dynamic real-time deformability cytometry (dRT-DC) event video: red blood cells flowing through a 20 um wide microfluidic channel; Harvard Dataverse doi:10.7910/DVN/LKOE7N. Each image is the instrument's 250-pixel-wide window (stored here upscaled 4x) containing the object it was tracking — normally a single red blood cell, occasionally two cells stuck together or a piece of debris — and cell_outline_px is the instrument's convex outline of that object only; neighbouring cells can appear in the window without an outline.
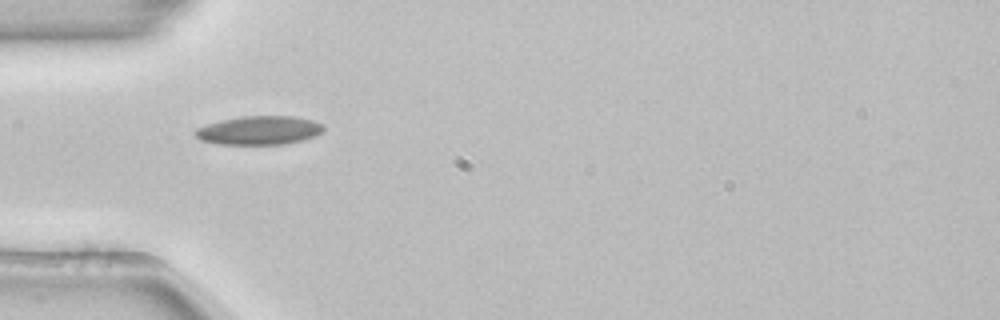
{"species": "common noctule bat (a hibernating species)", "species_latin": "Nyctalus noctula", "temperature_condition": "room temperature", "stored_images_in_passage": 37, "camera_frame_rate_fps": 3000, "um_per_image_px": 0.085, "animal": {"sex": "female", "body_mass_g": 22.7, "forearm_length_mm": 54.2}, "frame": {"image": 1, "passage_image": 1, "time_ms": 0.0, "image_size_px": [1000, 320], "cell_outline_px": [[324, 132], [316, 136], [304, 140], [284, 144], [216, 144], [200, 140], [192, 132], [196, 128], [220, 120], [244, 116], [292, 116], [312, 120], [324, 124]], "centroid_in_image_um": [22.05, 11.08], "position_along_channel_um": 63.0, "area_um2": 21.68}}
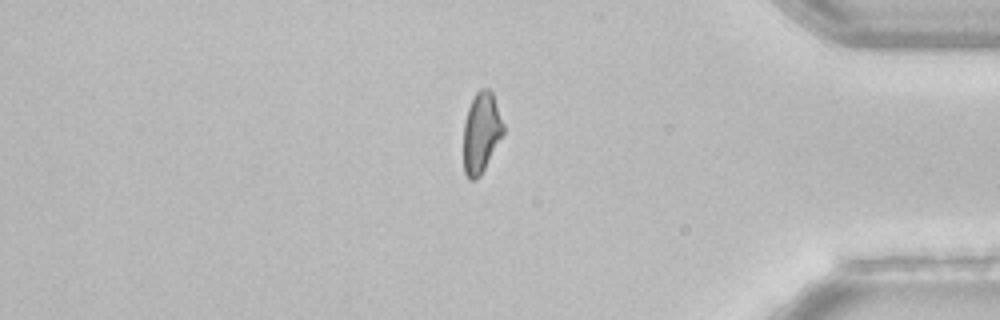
{"frame": {"image": 2, "passage_image": 29, "time_ms": 9.333, "image_size_px": [1000, 320], "cell_outline_px": [[504, 132], [480, 176], [476, 180], [468, 180], [464, 172], [464, 120], [468, 108], [476, 92], [480, 88], [488, 88], [492, 92], [504, 124]], "centroid_in_image_um": [40.9, 11.27], "position_along_channel_um": 394.3, "area_um2": 18.61}}
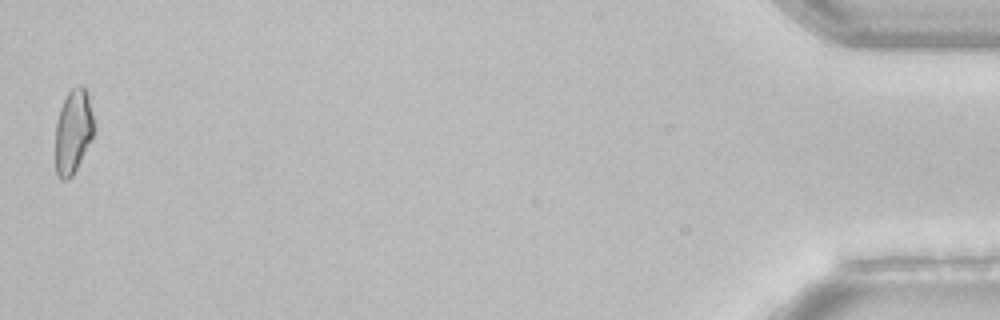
{"frame": {"image": 3, "passage_image": 37, "time_ms": 12.0, "image_size_px": [1000, 320], "cell_outline_px": [[96, 128], [92, 140], [72, 176], [68, 180], [60, 180], [56, 172], [56, 120], [60, 108], [68, 92], [76, 84], [84, 84], [88, 96]], "centroid_in_image_um": [6.24, 11.15], "position_along_channel_um": 429.0, "area_um2": 19.25}}